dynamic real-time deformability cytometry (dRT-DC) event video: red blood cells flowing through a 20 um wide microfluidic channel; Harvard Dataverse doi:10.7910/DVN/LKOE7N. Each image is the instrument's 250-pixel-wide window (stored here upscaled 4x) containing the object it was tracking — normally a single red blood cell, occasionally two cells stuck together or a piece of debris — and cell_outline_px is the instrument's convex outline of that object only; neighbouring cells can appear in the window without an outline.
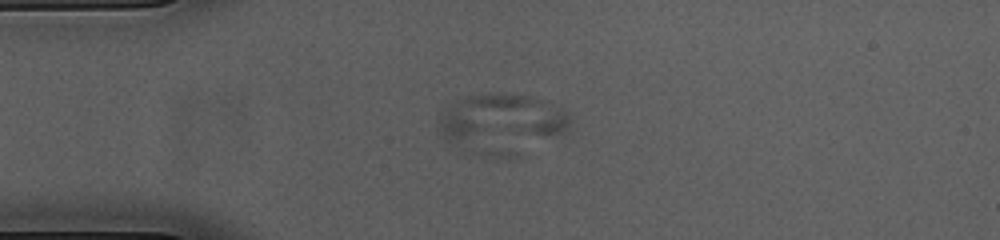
{"species": "common noctule bat (a hibernating species)", "species_latin": "Nyctalus noctula", "temperature_condition": "cold", "stored_images_in_passage": 42, "camera_frame_rate_fps": 3000, "um_per_image_px": 0.085, "animal": {"sex": "female", "body_mass_g": 23.0, "forearm_length_mm": 53.4}, "frame": {"image": 1, "passage_image": 1, "time_ms": 0.0, "image_size_px": [1000, 240], "cell_outline_px": [[572, 116], [564, 132], [456, 140], [448, 140], [444, 136], [440, 128], [440, 112], [460, 100], [468, 96], [496, 92], [508, 92], [528, 96], [540, 100]], "centroid_in_image_um": [42.56, 9.95], "position_along_channel_um": 42.4, "area_um2": 34.16}}
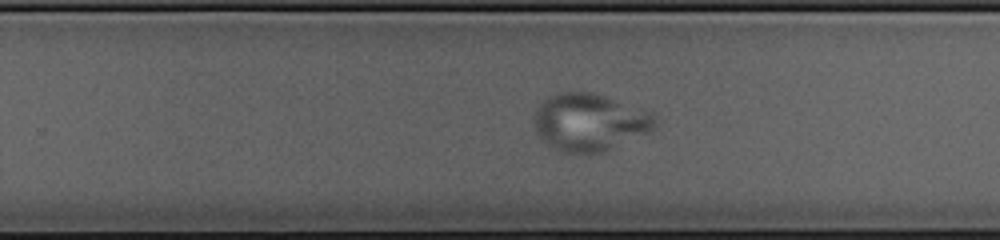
{"frame": {"image": 2, "passage_image": 22, "time_ms": 7.0, "image_size_px": [1000, 240], "cell_outline_px": [[660, 124], [652, 132], [604, 152], [564, 152], [540, 140], [536, 132], [532, 116], [536, 108], [548, 96], [556, 92], [592, 92], [652, 108]], "centroid_in_image_um": [50.22, 10.35], "position_along_channel_um": 279.6, "area_um2": 41.91}}
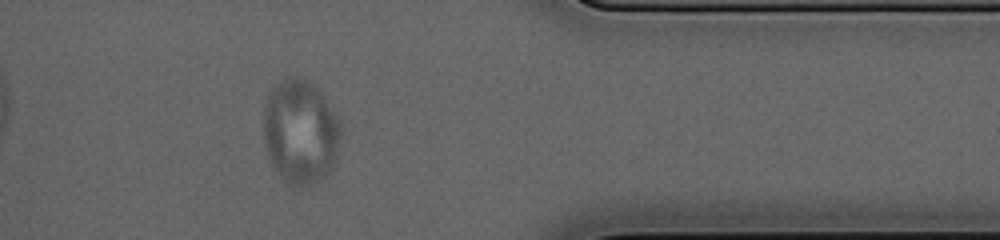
{"frame": {"image": 3, "passage_image": 32, "time_ms": 10.333, "image_size_px": [1000, 240], "cell_outline_px": [[340, 136], [336, 160], [332, 168], [320, 184], [308, 188], [292, 184], [284, 180], [280, 176], [268, 160], [264, 140], [264, 108], [268, 88], [284, 76], [292, 76], [308, 80], [320, 92], [340, 120]], "centroid_in_image_um": [25.51, 11.21], "position_along_channel_um": 385.9, "area_um2": 47.97}}